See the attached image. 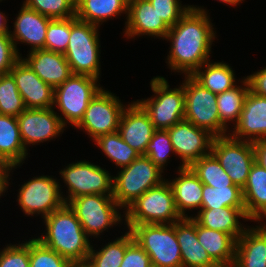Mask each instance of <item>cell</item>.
<instances>
[{"label": "cell", "mask_w": 266, "mask_h": 267, "mask_svg": "<svg viewBox=\"0 0 266 267\" xmlns=\"http://www.w3.org/2000/svg\"><path fill=\"white\" fill-rule=\"evenodd\" d=\"M189 11L170 27L165 40L170 42L167 54L171 72L192 75L209 61L216 31L208 10L202 6L190 5Z\"/></svg>", "instance_id": "obj_1"}, {"label": "cell", "mask_w": 266, "mask_h": 267, "mask_svg": "<svg viewBox=\"0 0 266 267\" xmlns=\"http://www.w3.org/2000/svg\"><path fill=\"white\" fill-rule=\"evenodd\" d=\"M43 221L45 231L36 239L75 266H84L91 251L92 241L69 205L65 204L55 210L43 218Z\"/></svg>", "instance_id": "obj_2"}, {"label": "cell", "mask_w": 266, "mask_h": 267, "mask_svg": "<svg viewBox=\"0 0 266 267\" xmlns=\"http://www.w3.org/2000/svg\"><path fill=\"white\" fill-rule=\"evenodd\" d=\"M100 27L71 18V34L64 53L72 74L87 75L100 79Z\"/></svg>", "instance_id": "obj_3"}, {"label": "cell", "mask_w": 266, "mask_h": 267, "mask_svg": "<svg viewBox=\"0 0 266 267\" xmlns=\"http://www.w3.org/2000/svg\"><path fill=\"white\" fill-rule=\"evenodd\" d=\"M124 225L174 224L182 217L178 213L172 188L167 180L147 190L124 211Z\"/></svg>", "instance_id": "obj_4"}, {"label": "cell", "mask_w": 266, "mask_h": 267, "mask_svg": "<svg viewBox=\"0 0 266 267\" xmlns=\"http://www.w3.org/2000/svg\"><path fill=\"white\" fill-rule=\"evenodd\" d=\"M113 176V198L125 210L147 190L162 184L164 171L147 156L140 155Z\"/></svg>", "instance_id": "obj_5"}, {"label": "cell", "mask_w": 266, "mask_h": 267, "mask_svg": "<svg viewBox=\"0 0 266 267\" xmlns=\"http://www.w3.org/2000/svg\"><path fill=\"white\" fill-rule=\"evenodd\" d=\"M134 240L156 267H182L181 250L174 224L127 225Z\"/></svg>", "instance_id": "obj_6"}, {"label": "cell", "mask_w": 266, "mask_h": 267, "mask_svg": "<svg viewBox=\"0 0 266 267\" xmlns=\"http://www.w3.org/2000/svg\"><path fill=\"white\" fill-rule=\"evenodd\" d=\"M179 85L172 89L163 76L153 77L150 88L154 95L136 100L148 113L155 129L167 130L184 120V80Z\"/></svg>", "instance_id": "obj_7"}, {"label": "cell", "mask_w": 266, "mask_h": 267, "mask_svg": "<svg viewBox=\"0 0 266 267\" xmlns=\"http://www.w3.org/2000/svg\"><path fill=\"white\" fill-rule=\"evenodd\" d=\"M102 88L99 79L79 74H72L55 87L53 107L61 113L58 116L62 124L66 128L67 124L75 127L83 118L90 101Z\"/></svg>", "instance_id": "obj_8"}, {"label": "cell", "mask_w": 266, "mask_h": 267, "mask_svg": "<svg viewBox=\"0 0 266 267\" xmlns=\"http://www.w3.org/2000/svg\"><path fill=\"white\" fill-rule=\"evenodd\" d=\"M67 204L75 212L90 238H101L100 235H103L104 231L108 232L109 228L124 222V214L120 212L122 208L116 203L113 195H82L71 199Z\"/></svg>", "instance_id": "obj_9"}, {"label": "cell", "mask_w": 266, "mask_h": 267, "mask_svg": "<svg viewBox=\"0 0 266 267\" xmlns=\"http://www.w3.org/2000/svg\"><path fill=\"white\" fill-rule=\"evenodd\" d=\"M184 93V120L207 130L214 137L229 135L220 122L217 94L204 88L191 75H184Z\"/></svg>", "instance_id": "obj_10"}, {"label": "cell", "mask_w": 266, "mask_h": 267, "mask_svg": "<svg viewBox=\"0 0 266 267\" xmlns=\"http://www.w3.org/2000/svg\"><path fill=\"white\" fill-rule=\"evenodd\" d=\"M59 174L68 189V195H63L66 204L82 195H113L111 173L89 161L81 160L67 164Z\"/></svg>", "instance_id": "obj_11"}, {"label": "cell", "mask_w": 266, "mask_h": 267, "mask_svg": "<svg viewBox=\"0 0 266 267\" xmlns=\"http://www.w3.org/2000/svg\"><path fill=\"white\" fill-rule=\"evenodd\" d=\"M59 180L39 175L21 184L16 201L27 217L41 214L45 218L66 204Z\"/></svg>", "instance_id": "obj_12"}, {"label": "cell", "mask_w": 266, "mask_h": 267, "mask_svg": "<svg viewBox=\"0 0 266 267\" xmlns=\"http://www.w3.org/2000/svg\"><path fill=\"white\" fill-rule=\"evenodd\" d=\"M127 104L113 92L102 88L90 101L83 118L75 126L91 138L96 140L99 136L118 131L122 112Z\"/></svg>", "instance_id": "obj_13"}, {"label": "cell", "mask_w": 266, "mask_h": 267, "mask_svg": "<svg viewBox=\"0 0 266 267\" xmlns=\"http://www.w3.org/2000/svg\"><path fill=\"white\" fill-rule=\"evenodd\" d=\"M211 153L225 169L232 182L242 189L255 163L253 142L237 140L230 135L214 137Z\"/></svg>", "instance_id": "obj_14"}, {"label": "cell", "mask_w": 266, "mask_h": 267, "mask_svg": "<svg viewBox=\"0 0 266 267\" xmlns=\"http://www.w3.org/2000/svg\"><path fill=\"white\" fill-rule=\"evenodd\" d=\"M54 107L46 109H25L17 116V122L25 149L54 140L66 128ZM54 138V139H53ZM39 143V144H38ZM29 146V147H28Z\"/></svg>", "instance_id": "obj_15"}, {"label": "cell", "mask_w": 266, "mask_h": 267, "mask_svg": "<svg viewBox=\"0 0 266 267\" xmlns=\"http://www.w3.org/2000/svg\"><path fill=\"white\" fill-rule=\"evenodd\" d=\"M180 166H190L194 161L211 152L214 136L207 130L182 120L167 129Z\"/></svg>", "instance_id": "obj_16"}, {"label": "cell", "mask_w": 266, "mask_h": 267, "mask_svg": "<svg viewBox=\"0 0 266 267\" xmlns=\"http://www.w3.org/2000/svg\"><path fill=\"white\" fill-rule=\"evenodd\" d=\"M15 79L17 89L26 109H46L54 105V88L42 81L20 58L9 72Z\"/></svg>", "instance_id": "obj_17"}, {"label": "cell", "mask_w": 266, "mask_h": 267, "mask_svg": "<svg viewBox=\"0 0 266 267\" xmlns=\"http://www.w3.org/2000/svg\"><path fill=\"white\" fill-rule=\"evenodd\" d=\"M124 25L123 36L128 39L147 35L164 40L170 29L148 0H129Z\"/></svg>", "instance_id": "obj_18"}, {"label": "cell", "mask_w": 266, "mask_h": 267, "mask_svg": "<svg viewBox=\"0 0 266 267\" xmlns=\"http://www.w3.org/2000/svg\"><path fill=\"white\" fill-rule=\"evenodd\" d=\"M155 130L148 113L137 101L129 103L124 108L118 132L140 155L145 156V150Z\"/></svg>", "instance_id": "obj_19"}, {"label": "cell", "mask_w": 266, "mask_h": 267, "mask_svg": "<svg viewBox=\"0 0 266 267\" xmlns=\"http://www.w3.org/2000/svg\"><path fill=\"white\" fill-rule=\"evenodd\" d=\"M52 19L46 17L35 10L25 7L23 4L14 21V30L9 31L16 51L23 57L17 48L18 44L30 45V50L45 49V38L48 24Z\"/></svg>", "instance_id": "obj_20"}, {"label": "cell", "mask_w": 266, "mask_h": 267, "mask_svg": "<svg viewBox=\"0 0 266 267\" xmlns=\"http://www.w3.org/2000/svg\"><path fill=\"white\" fill-rule=\"evenodd\" d=\"M231 132V133H230ZM229 135L237 140L255 142L266 139V98L248 92L240 118Z\"/></svg>", "instance_id": "obj_21"}, {"label": "cell", "mask_w": 266, "mask_h": 267, "mask_svg": "<svg viewBox=\"0 0 266 267\" xmlns=\"http://www.w3.org/2000/svg\"><path fill=\"white\" fill-rule=\"evenodd\" d=\"M25 57H20L45 83L53 88L61 85L71 75V69L64 54L36 49Z\"/></svg>", "instance_id": "obj_22"}, {"label": "cell", "mask_w": 266, "mask_h": 267, "mask_svg": "<svg viewBox=\"0 0 266 267\" xmlns=\"http://www.w3.org/2000/svg\"><path fill=\"white\" fill-rule=\"evenodd\" d=\"M177 174L178 177L166 180L172 188L178 213L182 218H190L187 210L201 209L203 183L189 166H178Z\"/></svg>", "instance_id": "obj_23"}, {"label": "cell", "mask_w": 266, "mask_h": 267, "mask_svg": "<svg viewBox=\"0 0 266 267\" xmlns=\"http://www.w3.org/2000/svg\"><path fill=\"white\" fill-rule=\"evenodd\" d=\"M247 226L236 241L232 267H266V223Z\"/></svg>", "instance_id": "obj_24"}, {"label": "cell", "mask_w": 266, "mask_h": 267, "mask_svg": "<svg viewBox=\"0 0 266 267\" xmlns=\"http://www.w3.org/2000/svg\"><path fill=\"white\" fill-rule=\"evenodd\" d=\"M175 231L181 250L182 267H219L199 243L196 221L192 217L175 222Z\"/></svg>", "instance_id": "obj_25"}, {"label": "cell", "mask_w": 266, "mask_h": 267, "mask_svg": "<svg viewBox=\"0 0 266 267\" xmlns=\"http://www.w3.org/2000/svg\"><path fill=\"white\" fill-rule=\"evenodd\" d=\"M191 217L201 226L231 235L236 241L244 233L246 225L239 219L249 221L245 207L200 209Z\"/></svg>", "instance_id": "obj_26"}, {"label": "cell", "mask_w": 266, "mask_h": 267, "mask_svg": "<svg viewBox=\"0 0 266 267\" xmlns=\"http://www.w3.org/2000/svg\"><path fill=\"white\" fill-rule=\"evenodd\" d=\"M27 156L17 117L0 114V164L15 170L23 165Z\"/></svg>", "instance_id": "obj_27"}, {"label": "cell", "mask_w": 266, "mask_h": 267, "mask_svg": "<svg viewBox=\"0 0 266 267\" xmlns=\"http://www.w3.org/2000/svg\"><path fill=\"white\" fill-rule=\"evenodd\" d=\"M242 195L249 220L257 224L266 220V170L256 162L250 169Z\"/></svg>", "instance_id": "obj_28"}, {"label": "cell", "mask_w": 266, "mask_h": 267, "mask_svg": "<svg viewBox=\"0 0 266 267\" xmlns=\"http://www.w3.org/2000/svg\"><path fill=\"white\" fill-rule=\"evenodd\" d=\"M199 243L219 267H232L235 260L236 240L229 234L212 230L196 222Z\"/></svg>", "instance_id": "obj_29"}, {"label": "cell", "mask_w": 266, "mask_h": 267, "mask_svg": "<svg viewBox=\"0 0 266 267\" xmlns=\"http://www.w3.org/2000/svg\"><path fill=\"white\" fill-rule=\"evenodd\" d=\"M129 0H76V18L100 27L109 19L125 14Z\"/></svg>", "instance_id": "obj_30"}, {"label": "cell", "mask_w": 266, "mask_h": 267, "mask_svg": "<svg viewBox=\"0 0 266 267\" xmlns=\"http://www.w3.org/2000/svg\"><path fill=\"white\" fill-rule=\"evenodd\" d=\"M234 73L228 63L209 60L191 76L207 90L220 94L237 85Z\"/></svg>", "instance_id": "obj_31"}, {"label": "cell", "mask_w": 266, "mask_h": 267, "mask_svg": "<svg viewBox=\"0 0 266 267\" xmlns=\"http://www.w3.org/2000/svg\"><path fill=\"white\" fill-rule=\"evenodd\" d=\"M241 85H236L232 89L217 94V107L221 124L230 131L229 124L234 127L244 107L246 96L249 92L247 80L242 77ZM229 123V124H228Z\"/></svg>", "instance_id": "obj_32"}, {"label": "cell", "mask_w": 266, "mask_h": 267, "mask_svg": "<svg viewBox=\"0 0 266 267\" xmlns=\"http://www.w3.org/2000/svg\"><path fill=\"white\" fill-rule=\"evenodd\" d=\"M134 241L132 233L128 230L113 242L109 241L101 249L91 246L88 259L84 267H120L126 248Z\"/></svg>", "instance_id": "obj_33"}, {"label": "cell", "mask_w": 266, "mask_h": 267, "mask_svg": "<svg viewBox=\"0 0 266 267\" xmlns=\"http://www.w3.org/2000/svg\"><path fill=\"white\" fill-rule=\"evenodd\" d=\"M93 142L118 169L130 165L140 154L127 144L118 131L99 136Z\"/></svg>", "instance_id": "obj_34"}, {"label": "cell", "mask_w": 266, "mask_h": 267, "mask_svg": "<svg viewBox=\"0 0 266 267\" xmlns=\"http://www.w3.org/2000/svg\"><path fill=\"white\" fill-rule=\"evenodd\" d=\"M199 180L208 186H238L235 185L217 158L210 152L208 155L194 161L189 166Z\"/></svg>", "instance_id": "obj_35"}, {"label": "cell", "mask_w": 266, "mask_h": 267, "mask_svg": "<svg viewBox=\"0 0 266 267\" xmlns=\"http://www.w3.org/2000/svg\"><path fill=\"white\" fill-rule=\"evenodd\" d=\"M244 207L239 186L212 187L203 184L201 209Z\"/></svg>", "instance_id": "obj_36"}, {"label": "cell", "mask_w": 266, "mask_h": 267, "mask_svg": "<svg viewBox=\"0 0 266 267\" xmlns=\"http://www.w3.org/2000/svg\"><path fill=\"white\" fill-rule=\"evenodd\" d=\"M25 109L13 76L10 73L0 75V114L17 117Z\"/></svg>", "instance_id": "obj_37"}, {"label": "cell", "mask_w": 266, "mask_h": 267, "mask_svg": "<svg viewBox=\"0 0 266 267\" xmlns=\"http://www.w3.org/2000/svg\"><path fill=\"white\" fill-rule=\"evenodd\" d=\"M22 4L51 19L76 16V0H25Z\"/></svg>", "instance_id": "obj_38"}, {"label": "cell", "mask_w": 266, "mask_h": 267, "mask_svg": "<svg viewBox=\"0 0 266 267\" xmlns=\"http://www.w3.org/2000/svg\"><path fill=\"white\" fill-rule=\"evenodd\" d=\"M171 154L174 155L175 151L168 130L156 129L147 145L145 156L164 171L167 163H170Z\"/></svg>", "instance_id": "obj_39"}, {"label": "cell", "mask_w": 266, "mask_h": 267, "mask_svg": "<svg viewBox=\"0 0 266 267\" xmlns=\"http://www.w3.org/2000/svg\"><path fill=\"white\" fill-rule=\"evenodd\" d=\"M30 267H75L56 251L43 245L36 237L29 239Z\"/></svg>", "instance_id": "obj_40"}, {"label": "cell", "mask_w": 266, "mask_h": 267, "mask_svg": "<svg viewBox=\"0 0 266 267\" xmlns=\"http://www.w3.org/2000/svg\"><path fill=\"white\" fill-rule=\"evenodd\" d=\"M71 34V18L52 19L47 28L45 50L64 54Z\"/></svg>", "instance_id": "obj_41"}, {"label": "cell", "mask_w": 266, "mask_h": 267, "mask_svg": "<svg viewBox=\"0 0 266 267\" xmlns=\"http://www.w3.org/2000/svg\"><path fill=\"white\" fill-rule=\"evenodd\" d=\"M0 267H30L29 240L13 245L7 244L1 249Z\"/></svg>", "instance_id": "obj_42"}, {"label": "cell", "mask_w": 266, "mask_h": 267, "mask_svg": "<svg viewBox=\"0 0 266 267\" xmlns=\"http://www.w3.org/2000/svg\"><path fill=\"white\" fill-rule=\"evenodd\" d=\"M161 19L170 28L173 27L191 8L180 0H148Z\"/></svg>", "instance_id": "obj_43"}, {"label": "cell", "mask_w": 266, "mask_h": 267, "mask_svg": "<svg viewBox=\"0 0 266 267\" xmlns=\"http://www.w3.org/2000/svg\"><path fill=\"white\" fill-rule=\"evenodd\" d=\"M20 59L9 34L0 35V75L8 74Z\"/></svg>", "instance_id": "obj_44"}, {"label": "cell", "mask_w": 266, "mask_h": 267, "mask_svg": "<svg viewBox=\"0 0 266 267\" xmlns=\"http://www.w3.org/2000/svg\"><path fill=\"white\" fill-rule=\"evenodd\" d=\"M149 255L134 240L127 248L120 267H151Z\"/></svg>", "instance_id": "obj_45"}, {"label": "cell", "mask_w": 266, "mask_h": 267, "mask_svg": "<svg viewBox=\"0 0 266 267\" xmlns=\"http://www.w3.org/2000/svg\"><path fill=\"white\" fill-rule=\"evenodd\" d=\"M244 78L247 80L250 92L266 98V66Z\"/></svg>", "instance_id": "obj_46"}, {"label": "cell", "mask_w": 266, "mask_h": 267, "mask_svg": "<svg viewBox=\"0 0 266 267\" xmlns=\"http://www.w3.org/2000/svg\"><path fill=\"white\" fill-rule=\"evenodd\" d=\"M255 162L266 170V139L253 142Z\"/></svg>", "instance_id": "obj_47"}, {"label": "cell", "mask_w": 266, "mask_h": 267, "mask_svg": "<svg viewBox=\"0 0 266 267\" xmlns=\"http://www.w3.org/2000/svg\"><path fill=\"white\" fill-rule=\"evenodd\" d=\"M12 167H8L0 164V199L4 196L5 192L8 190V186L10 185V173H12ZM4 193V194H3Z\"/></svg>", "instance_id": "obj_48"}, {"label": "cell", "mask_w": 266, "mask_h": 267, "mask_svg": "<svg viewBox=\"0 0 266 267\" xmlns=\"http://www.w3.org/2000/svg\"><path fill=\"white\" fill-rule=\"evenodd\" d=\"M3 0H0L2 2ZM8 17L0 11V35L9 34Z\"/></svg>", "instance_id": "obj_49"}, {"label": "cell", "mask_w": 266, "mask_h": 267, "mask_svg": "<svg viewBox=\"0 0 266 267\" xmlns=\"http://www.w3.org/2000/svg\"><path fill=\"white\" fill-rule=\"evenodd\" d=\"M221 3H224L226 5L230 6H237L240 5L244 0H218Z\"/></svg>", "instance_id": "obj_50"}]
</instances>
